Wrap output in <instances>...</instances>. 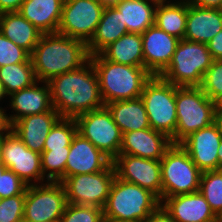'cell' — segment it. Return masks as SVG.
<instances>
[{"label":"cell","instance_id":"6da1fadb","mask_svg":"<svg viewBox=\"0 0 222 222\" xmlns=\"http://www.w3.org/2000/svg\"><path fill=\"white\" fill-rule=\"evenodd\" d=\"M53 108L63 118H76L105 107L96 71L89 60L81 68L51 78L48 82Z\"/></svg>","mask_w":222,"mask_h":222},{"label":"cell","instance_id":"7a4b0ae2","mask_svg":"<svg viewBox=\"0 0 222 222\" xmlns=\"http://www.w3.org/2000/svg\"><path fill=\"white\" fill-rule=\"evenodd\" d=\"M35 77L48 82L51 78L85 65L90 55L87 44L59 33L42 34L30 55Z\"/></svg>","mask_w":222,"mask_h":222},{"label":"cell","instance_id":"3957f363","mask_svg":"<svg viewBox=\"0 0 222 222\" xmlns=\"http://www.w3.org/2000/svg\"><path fill=\"white\" fill-rule=\"evenodd\" d=\"M96 71L105 104L140 98L145 83L152 75L144 67L106 60L101 54L89 59Z\"/></svg>","mask_w":222,"mask_h":222},{"label":"cell","instance_id":"277c9868","mask_svg":"<svg viewBox=\"0 0 222 222\" xmlns=\"http://www.w3.org/2000/svg\"><path fill=\"white\" fill-rule=\"evenodd\" d=\"M160 205V199L151 191L115 176L103 208L104 220L142 222Z\"/></svg>","mask_w":222,"mask_h":222},{"label":"cell","instance_id":"5b68a950","mask_svg":"<svg viewBox=\"0 0 222 222\" xmlns=\"http://www.w3.org/2000/svg\"><path fill=\"white\" fill-rule=\"evenodd\" d=\"M213 61L207 44L181 39L160 77L177 87H200Z\"/></svg>","mask_w":222,"mask_h":222},{"label":"cell","instance_id":"8992f818","mask_svg":"<svg viewBox=\"0 0 222 222\" xmlns=\"http://www.w3.org/2000/svg\"><path fill=\"white\" fill-rule=\"evenodd\" d=\"M176 114V131L171 138L173 144H179L191 133L215 122L214 100L208 98L200 87L176 86Z\"/></svg>","mask_w":222,"mask_h":222},{"label":"cell","instance_id":"52a82bcc","mask_svg":"<svg viewBox=\"0 0 222 222\" xmlns=\"http://www.w3.org/2000/svg\"><path fill=\"white\" fill-rule=\"evenodd\" d=\"M140 98L145 105L150 128L171 139L177 126L176 85L160 76H152L145 83Z\"/></svg>","mask_w":222,"mask_h":222},{"label":"cell","instance_id":"ba28073f","mask_svg":"<svg viewBox=\"0 0 222 222\" xmlns=\"http://www.w3.org/2000/svg\"><path fill=\"white\" fill-rule=\"evenodd\" d=\"M160 165L162 201L166 197L199 191L202 171L180 144H173L166 151Z\"/></svg>","mask_w":222,"mask_h":222},{"label":"cell","instance_id":"9c48e42d","mask_svg":"<svg viewBox=\"0 0 222 222\" xmlns=\"http://www.w3.org/2000/svg\"><path fill=\"white\" fill-rule=\"evenodd\" d=\"M75 120L77 132L112 161L119 155L123 133L106 107L81 114Z\"/></svg>","mask_w":222,"mask_h":222},{"label":"cell","instance_id":"30bf717a","mask_svg":"<svg viewBox=\"0 0 222 222\" xmlns=\"http://www.w3.org/2000/svg\"><path fill=\"white\" fill-rule=\"evenodd\" d=\"M115 176V168L111 163L97 173L66 177L61 183L67 203L104 208Z\"/></svg>","mask_w":222,"mask_h":222},{"label":"cell","instance_id":"8fae6325","mask_svg":"<svg viewBox=\"0 0 222 222\" xmlns=\"http://www.w3.org/2000/svg\"><path fill=\"white\" fill-rule=\"evenodd\" d=\"M66 205V193L61 182L29 185L26 188L23 220L59 221Z\"/></svg>","mask_w":222,"mask_h":222},{"label":"cell","instance_id":"7c38bea8","mask_svg":"<svg viewBox=\"0 0 222 222\" xmlns=\"http://www.w3.org/2000/svg\"><path fill=\"white\" fill-rule=\"evenodd\" d=\"M105 6L100 0H64L57 33L87 44L95 33Z\"/></svg>","mask_w":222,"mask_h":222},{"label":"cell","instance_id":"4fadbf2b","mask_svg":"<svg viewBox=\"0 0 222 222\" xmlns=\"http://www.w3.org/2000/svg\"><path fill=\"white\" fill-rule=\"evenodd\" d=\"M0 161L28 186L48 182L42 172L41 154L28 149L12 130L0 137Z\"/></svg>","mask_w":222,"mask_h":222},{"label":"cell","instance_id":"5bb4252c","mask_svg":"<svg viewBox=\"0 0 222 222\" xmlns=\"http://www.w3.org/2000/svg\"><path fill=\"white\" fill-rule=\"evenodd\" d=\"M116 176L154 193L162 202L160 160L146 159L129 154H119L112 161Z\"/></svg>","mask_w":222,"mask_h":222},{"label":"cell","instance_id":"9a60e30c","mask_svg":"<svg viewBox=\"0 0 222 222\" xmlns=\"http://www.w3.org/2000/svg\"><path fill=\"white\" fill-rule=\"evenodd\" d=\"M222 136L216 122L195 131L179 144L202 171L219 170L218 152Z\"/></svg>","mask_w":222,"mask_h":222},{"label":"cell","instance_id":"2e32d148","mask_svg":"<svg viewBox=\"0 0 222 222\" xmlns=\"http://www.w3.org/2000/svg\"><path fill=\"white\" fill-rule=\"evenodd\" d=\"M144 68L152 76H160L169 66L180 39L169 35L156 25L142 34Z\"/></svg>","mask_w":222,"mask_h":222},{"label":"cell","instance_id":"e0dca14e","mask_svg":"<svg viewBox=\"0 0 222 222\" xmlns=\"http://www.w3.org/2000/svg\"><path fill=\"white\" fill-rule=\"evenodd\" d=\"M112 160L78 132L72 138L65 166V178L105 170Z\"/></svg>","mask_w":222,"mask_h":222},{"label":"cell","instance_id":"ac0fdd59","mask_svg":"<svg viewBox=\"0 0 222 222\" xmlns=\"http://www.w3.org/2000/svg\"><path fill=\"white\" fill-rule=\"evenodd\" d=\"M172 145L168 136L152 128L135 130L123 133L119 154L161 160Z\"/></svg>","mask_w":222,"mask_h":222},{"label":"cell","instance_id":"d6986e66","mask_svg":"<svg viewBox=\"0 0 222 222\" xmlns=\"http://www.w3.org/2000/svg\"><path fill=\"white\" fill-rule=\"evenodd\" d=\"M8 98L12 112L15 111L14 114L7 115L11 125L25 116L55 110L52 106L50 88L47 82L37 80L31 86L8 95Z\"/></svg>","mask_w":222,"mask_h":222},{"label":"cell","instance_id":"ffe728a7","mask_svg":"<svg viewBox=\"0 0 222 222\" xmlns=\"http://www.w3.org/2000/svg\"><path fill=\"white\" fill-rule=\"evenodd\" d=\"M161 205L177 222H218V217L199 191L166 197Z\"/></svg>","mask_w":222,"mask_h":222},{"label":"cell","instance_id":"44dd1931","mask_svg":"<svg viewBox=\"0 0 222 222\" xmlns=\"http://www.w3.org/2000/svg\"><path fill=\"white\" fill-rule=\"evenodd\" d=\"M61 118L56 110L25 116L11 125V130L28 149L41 154L51 128Z\"/></svg>","mask_w":222,"mask_h":222},{"label":"cell","instance_id":"7402d4cb","mask_svg":"<svg viewBox=\"0 0 222 222\" xmlns=\"http://www.w3.org/2000/svg\"><path fill=\"white\" fill-rule=\"evenodd\" d=\"M222 30V9L193 5L187 1L184 39L207 44Z\"/></svg>","mask_w":222,"mask_h":222},{"label":"cell","instance_id":"603a6c76","mask_svg":"<svg viewBox=\"0 0 222 222\" xmlns=\"http://www.w3.org/2000/svg\"><path fill=\"white\" fill-rule=\"evenodd\" d=\"M64 0H24L19 13L43 34L57 33Z\"/></svg>","mask_w":222,"mask_h":222},{"label":"cell","instance_id":"cb8c5ba5","mask_svg":"<svg viewBox=\"0 0 222 222\" xmlns=\"http://www.w3.org/2000/svg\"><path fill=\"white\" fill-rule=\"evenodd\" d=\"M126 33L128 30L126 24L123 23L122 14L113 5H106L95 33L87 43L89 55L100 54Z\"/></svg>","mask_w":222,"mask_h":222},{"label":"cell","instance_id":"d4e9b609","mask_svg":"<svg viewBox=\"0 0 222 222\" xmlns=\"http://www.w3.org/2000/svg\"><path fill=\"white\" fill-rule=\"evenodd\" d=\"M0 32L30 55L43 34L19 11L0 14Z\"/></svg>","mask_w":222,"mask_h":222},{"label":"cell","instance_id":"484cf974","mask_svg":"<svg viewBox=\"0 0 222 222\" xmlns=\"http://www.w3.org/2000/svg\"><path fill=\"white\" fill-rule=\"evenodd\" d=\"M122 133L150 128L145 105L141 98L105 104Z\"/></svg>","mask_w":222,"mask_h":222},{"label":"cell","instance_id":"4316f807","mask_svg":"<svg viewBox=\"0 0 222 222\" xmlns=\"http://www.w3.org/2000/svg\"><path fill=\"white\" fill-rule=\"evenodd\" d=\"M113 6L122 14L129 33L142 34L155 25L156 4L146 0H119Z\"/></svg>","mask_w":222,"mask_h":222},{"label":"cell","instance_id":"83f0119b","mask_svg":"<svg viewBox=\"0 0 222 222\" xmlns=\"http://www.w3.org/2000/svg\"><path fill=\"white\" fill-rule=\"evenodd\" d=\"M106 60L144 67L141 34L126 33L100 53Z\"/></svg>","mask_w":222,"mask_h":222},{"label":"cell","instance_id":"f1b7e54d","mask_svg":"<svg viewBox=\"0 0 222 222\" xmlns=\"http://www.w3.org/2000/svg\"><path fill=\"white\" fill-rule=\"evenodd\" d=\"M187 21V0L171 1L156 6L155 25L178 39H184Z\"/></svg>","mask_w":222,"mask_h":222},{"label":"cell","instance_id":"f546056e","mask_svg":"<svg viewBox=\"0 0 222 222\" xmlns=\"http://www.w3.org/2000/svg\"><path fill=\"white\" fill-rule=\"evenodd\" d=\"M0 80L7 96L37 81L32 63H17L0 67Z\"/></svg>","mask_w":222,"mask_h":222},{"label":"cell","instance_id":"4dcf8cb0","mask_svg":"<svg viewBox=\"0 0 222 222\" xmlns=\"http://www.w3.org/2000/svg\"><path fill=\"white\" fill-rule=\"evenodd\" d=\"M70 147L64 149H43L41 168L44 178L51 182H62L65 179V166Z\"/></svg>","mask_w":222,"mask_h":222},{"label":"cell","instance_id":"1f68e13d","mask_svg":"<svg viewBox=\"0 0 222 222\" xmlns=\"http://www.w3.org/2000/svg\"><path fill=\"white\" fill-rule=\"evenodd\" d=\"M199 192L218 217L222 213V170L202 172Z\"/></svg>","mask_w":222,"mask_h":222},{"label":"cell","instance_id":"d6a6232c","mask_svg":"<svg viewBox=\"0 0 222 222\" xmlns=\"http://www.w3.org/2000/svg\"><path fill=\"white\" fill-rule=\"evenodd\" d=\"M76 133V120L74 118L61 117L47 135L43 149H64V147H70L72 138Z\"/></svg>","mask_w":222,"mask_h":222},{"label":"cell","instance_id":"836d02e7","mask_svg":"<svg viewBox=\"0 0 222 222\" xmlns=\"http://www.w3.org/2000/svg\"><path fill=\"white\" fill-rule=\"evenodd\" d=\"M59 222H105L103 208L67 203Z\"/></svg>","mask_w":222,"mask_h":222},{"label":"cell","instance_id":"e575fe53","mask_svg":"<svg viewBox=\"0 0 222 222\" xmlns=\"http://www.w3.org/2000/svg\"><path fill=\"white\" fill-rule=\"evenodd\" d=\"M17 63H32L30 54L0 32V67Z\"/></svg>","mask_w":222,"mask_h":222},{"label":"cell","instance_id":"d590c367","mask_svg":"<svg viewBox=\"0 0 222 222\" xmlns=\"http://www.w3.org/2000/svg\"><path fill=\"white\" fill-rule=\"evenodd\" d=\"M200 88L211 100L222 94V59L213 61L203 77Z\"/></svg>","mask_w":222,"mask_h":222},{"label":"cell","instance_id":"8d00e7d4","mask_svg":"<svg viewBox=\"0 0 222 222\" xmlns=\"http://www.w3.org/2000/svg\"><path fill=\"white\" fill-rule=\"evenodd\" d=\"M25 194L3 198L0 202V222H22Z\"/></svg>","mask_w":222,"mask_h":222},{"label":"cell","instance_id":"74e56055","mask_svg":"<svg viewBox=\"0 0 222 222\" xmlns=\"http://www.w3.org/2000/svg\"><path fill=\"white\" fill-rule=\"evenodd\" d=\"M27 184L10 169L0 171V198H8L14 195L26 194Z\"/></svg>","mask_w":222,"mask_h":222},{"label":"cell","instance_id":"f35d334b","mask_svg":"<svg viewBox=\"0 0 222 222\" xmlns=\"http://www.w3.org/2000/svg\"><path fill=\"white\" fill-rule=\"evenodd\" d=\"M207 46L214 60L222 59V30L207 43Z\"/></svg>","mask_w":222,"mask_h":222},{"label":"cell","instance_id":"ab89813d","mask_svg":"<svg viewBox=\"0 0 222 222\" xmlns=\"http://www.w3.org/2000/svg\"><path fill=\"white\" fill-rule=\"evenodd\" d=\"M142 222H177L167 211L160 205Z\"/></svg>","mask_w":222,"mask_h":222},{"label":"cell","instance_id":"60d3db41","mask_svg":"<svg viewBox=\"0 0 222 222\" xmlns=\"http://www.w3.org/2000/svg\"><path fill=\"white\" fill-rule=\"evenodd\" d=\"M23 2L24 0H0V14L19 11Z\"/></svg>","mask_w":222,"mask_h":222},{"label":"cell","instance_id":"b9f144b4","mask_svg":"<svg viewBox=\"0 0 222 222\" xmlns=\"http://www.w3.org/2000/svg\"><path fill=\"white\" fill-rule=\"evenodd\" d=\"M189 3L201 7L222 9V0H187Z\"/></svg>","mask_w":222,"mask_h":222},{"label":"cell","instance_id":"7bdbcfd3","mask_svg":"<svg viewBox=\"0 0 222 222\" xmlns=\"http://www.w3.org/2000/svg\"><path fill=\"white\" fill-rule=\"evenodd\" d=\"M7 115L6 110L0 106V137L7 134L11 130V124Z\"/></svg>","mask_w":222,"mask_h":222},{"label":"cell","instance_id":"ee69618b","mask_svg":"<svg viewBox=\"0 0 222 222\" xmlns=\"http://www.w3.org/2000/svg\"><path fill=\"white\" fill-rule=\"evenodd\" d=\"M216 115H222V94L214 100Z\"/></svg>","mask_w":222,"mask_h":222},{"label":"cell","instance_id":"f6af8a7d","mask_svg":"<svg viewBox=\"0 0 222 222\" xmlns=\"http://www.w3.org/2000/svg\"><path fill=\"white\" fill-rule=\"evenodd\" d=\"M218 152V160H219V170H222V140L219 145V149L217 150Z\"/></svg>","mask_w":222,"mask_h":222},{"label":"cell","instance_id":"bcb514c9","mask_svg":"<svg viewBox=\"0 0 222 222\" xmlns=\"http://www.w3.org/2000/svg\"><path fill=\"white\" fill-rule=\"evenodd\" d=\"M215 122L218 125L220 134L222 136V115H216Z\"/></svg>","mask_w":222,"mask_h":222},{"label":"cell","instance_id":"7dc6e473","mask_svg":"<svg viewBox=\"0 0 222 222\" xmlns=\"http://www.w3.org/2000/svg\"><path fill=\"white\" fill-rule=\"evenodd\" d=\"M4 97L6 98L7 94H6L3 84L1 83V80H0V101L3 100Z\"/></svg>","mask_w":222,"mask_h":222},{"label":"cell","instance_id":"c3c4849f","mask_svg":"<svg viewBox=\"0 0 222 222\" xmlns=\"http://www.w3.org/2000/svg\"><path fill=\"white\" fill-rule=\"evenodd\" d=\"M146 1L152 2V3L156 4V5H160L162 3L171 2V0H146Z\"/></svg>","mask_w":222,"mask_h":222},{"label":"cell","instance_id":"681fc988","mask_svg":"<svg viewBox=\"0 0 222 222\" xmlns=\"http://www.w3.org/2000/svg\"><path fill=\"white\" fill-rule=\"evenodd\" d=\"M104 5H113L119 0H100Z\"/></svg>","mask_w":222,"mask_h":222},{"label":"cell","instance_id":"f907efd6","mask_svg":"<svg viewBox=\"0 0 222 222\" xmlns=\"http://www.w3.org/2000/svg\"><path fill=\"white\" fill-rule=\"evenodd\" d=\"M7 167L0 161V171H5Z\"/></svg>","mask_w":222,"mask_h":222},{"label":"cell","instance_id":"816d5d0a","mask_svg":"<svg viewBox=\"0 0 222 222\" xmlns=\"http://www.w3.org/2000/svg\"><path fill=\"white\" fill-rule=\"evenodd\" d=\"M218 222H222V213L218 216Z\"/></svg>","mask_w":222,"mask_h":222},{"label":"cell","instance_id":"f5cc1de1","mask_svg":"<svg viewBox=\"0 0 222 222\" xmlns=\"http://www.w3.org/2000/svg\"><path fill=\"white\" fill-rule=\"evenodd\" d=\"M22 222H30V221L23 220ZM43 222H59V221H43Z\"/></svg>","mask_w":222,"mask_h":222}]
</instances>
